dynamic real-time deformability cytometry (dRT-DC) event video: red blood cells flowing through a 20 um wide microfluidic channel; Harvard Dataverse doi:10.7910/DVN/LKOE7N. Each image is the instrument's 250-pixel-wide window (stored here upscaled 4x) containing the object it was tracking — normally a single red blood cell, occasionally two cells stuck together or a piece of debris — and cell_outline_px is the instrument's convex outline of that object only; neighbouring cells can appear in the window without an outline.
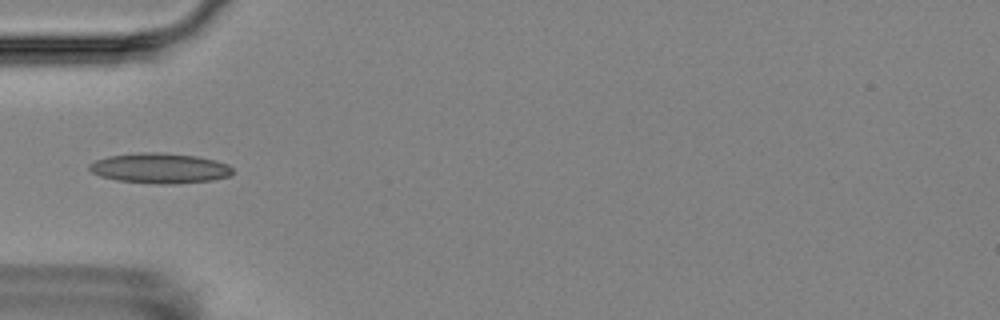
{"species": "Egyptian fruit bat (a non-hibernating species)", "species_latin": "Rousettus aegyptiacus", "temperature_condition": "room temperature", "stored_images_in_passage": 8, "camera_frame_rate_fps": 3000, "um_per_image_px": 0.085, "animal": {"sex": "female"}, "frame": {"image": 1, "passage_image": 4, "time_ms": 4.333, "image_size_px": [1000, 320], "cell_outline_px": [[232, 172], [228, 176], [212, 180], [176, 184], [160, 184], [116, 180], [100, 176], [92, 172], [88, 168], [88, 164], [96, 160], [108, 156], [144, 152], [156, 152], [196, 156], [216, 160], [228, 164], [232, 168]], "centroid_in_image_um": [13.57, 14.3], "position_along_channel_um": 71.4, "area_um2": 25.14}}
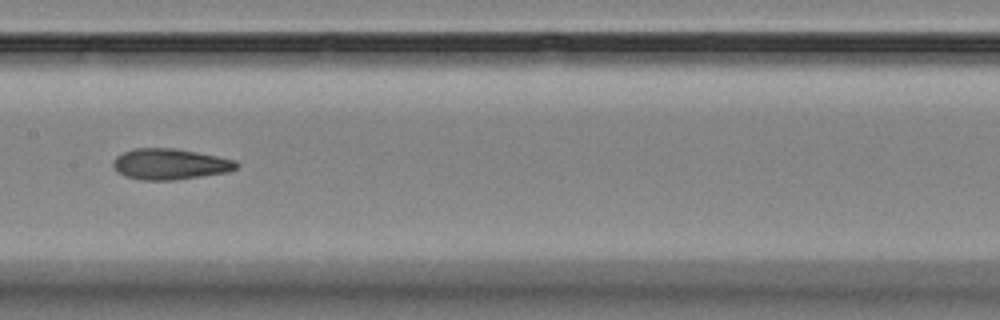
{"frame": {"image": 2, "passage_image": 7, "time_ms": 7.667, "image_size_px": [1000, 320], "cell_outline_px": [[240, 164], [236, 168], [228, 172], [172, 180], [140, 180], [124, 176], [116, 172], [112, 164], [116, 156], [124, 152], [136, 148], [172, 148], [196, 152], [236, 160]], "centroid_in_image_um": [14.42, 13.95], "position_along_channel_um": 193.0, "area_um2": 22.14}}
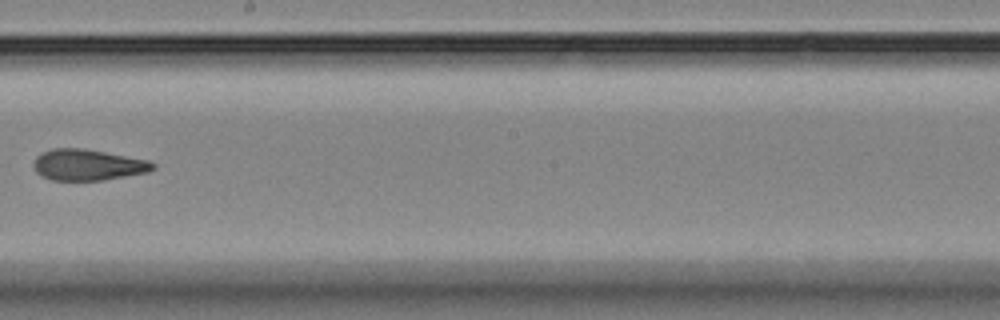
{"frame": {"image": 3, "passage_image": 8, "time_ms": 9.0, "image_size_px": [1000, 320], "cell_outline_px": [[156, 168], [148, 172], [100, 180], [52, 180], [40, 176], [36, 172], [32, 164], [36, 156], [52, 148], [84, 148], [148, 160], [156, 164]], "centroid_in_image_um": [7.44, 14.01], "position_along_channel_um": 240.8, "area_um2": 21.62}}